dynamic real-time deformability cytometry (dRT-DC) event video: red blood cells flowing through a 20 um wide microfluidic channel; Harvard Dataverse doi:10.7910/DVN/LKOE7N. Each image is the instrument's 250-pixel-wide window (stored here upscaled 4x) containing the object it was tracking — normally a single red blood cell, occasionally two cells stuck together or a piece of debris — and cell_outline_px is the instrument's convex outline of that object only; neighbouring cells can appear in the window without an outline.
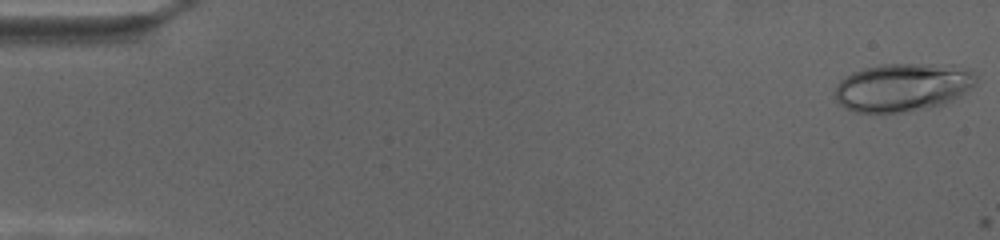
{"species": "human", "species_latin": "Homo sapiens", "temperature_condition": "cold", "stored_images_in_passage": 70, "camera_frame_rate_fps": 3000, "um_per_image_px": 0.085, "donor": {"sex": "female"}, "frame": {"image": 1, "passage_image": 1, "time_ms": 0.0, "image_size_px": [1000, 240], "cell_outline_px": [[976, 84], [960, 96], [944, 104], [928, 108], [904, 112], [856, 112], [840, 104], [836, 100], [836, 84], [840, 80], [852, 72], [864, 68], [880, 64], [956, 64], [972, 68], [976, 76]], "centroid_in_image_um": [76.8, 7.39], "position_along_channel_um": 8.2, "area_um2": 40.06}}
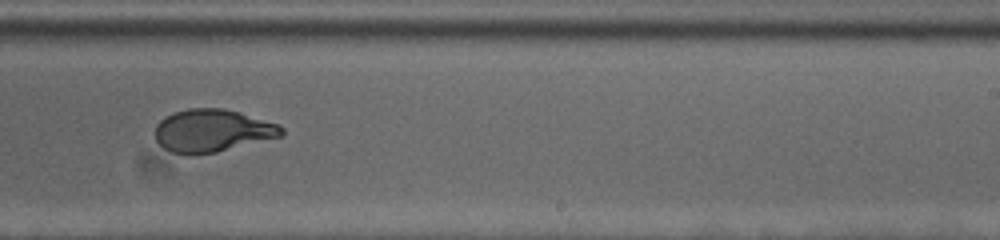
{"frame": {"image": 2, "passage_image": 44, "time_ms": 14.333, "image_size_px": [1000, 240], "cell_outline_px": [[284, 136], [216, 152], [188, 156], [172, 152], [164, 148], [156, 140], [156, 124], [164, 116], [188, 108], [224, 108], [240, 112], [280, 124], [284, 128]], "centroid_in_image_um": [18.08, 11.11], "position_along_channel_um": 270.9, "area_um2": 31.79}}
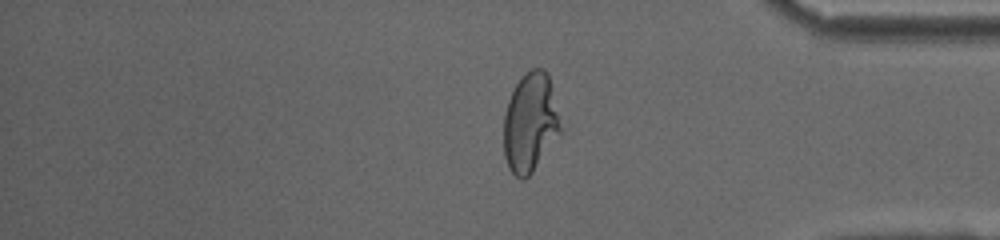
{"frame": {"image": 3, "passage_image": 58, "time_ms": 19.0, "image_size_px": [1000, 240], "cell_outline_px": [[560, 132], [532, 172], [524, 180], [520, 180], [508, 168], [504, 156], [504, 116], [508, 100], [516, 84], [532, 68], [544, 68], [548, 72], [560, 128]], "centroid_in_image_um": [45.03, 10.44], "position_along_channel_um": 390.2, "area_um2": 32.08}}